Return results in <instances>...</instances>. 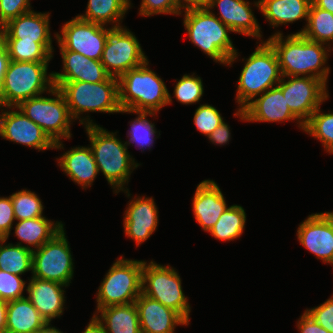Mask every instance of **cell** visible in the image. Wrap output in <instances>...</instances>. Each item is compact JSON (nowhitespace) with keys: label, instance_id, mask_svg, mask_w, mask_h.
I'll list each match as a JSON object with an SVG mask.
<instances>
[{"label":"cell","instance_id":"6da1fadb","mask_svg":"<svg viewBox=\"0 0 333 333\" xmlns=\"http://www.w3.org/2000/svg\"><path fill=\"white\" fill-rule=\"evenodd\" d=\"M283 37L277 32L266 40L276 52L282 76H310L326 83L330 69L324 67L328 58L325 44L309 40L302 34Z\"/></svg>","mask_w":333,"mask_h":333},{"label":"cell","instance_id":"7a4b0ae2","mask_svg":"<svg viewBox=\"0 0 333 333\" xmlns=\"http://www.w3.org/2000/svg\"><path fill=\"white\" fill-rule=\"evenodd\" d=\"M80 124L85 125L99 172L104 174L115 192L122 190L130 196L129 190H125L123 186L129 182L131 170L137 168L139 164L128 153V145L116 138L113 132L110 133L92 123L90 118L81 119Z\"/></svg>","mask_w":333,"mask_h":333},{"label":"cell","instance_id":"3957f363","mask_svg":"<svg viewBox=\"0 0 333 333\" xmlns=\"http://www.w3.org/2000/svg\"><path fill=\"white\" fill-rule=\"evenodd\" d=\"M148 60L118 78L120 113L158 112L172 103L163 80L148 68Z\"/></svg>","mask_w":333,"mask_h":333},{"label":"cell","instance_id":"277c9868","mask_svg":"<svg viewBox=\"0 0 333 333\" xmlns=\"http://www.w3.org/2000/svg\"><path fill=\"white\" fill-rule=\"evenodd\" d=\"M184 26L189 39L214 61L231 65L238 52L232 44L225 25L207 7L184 11Z\"/></svg>","mask_w":333,"mask_h":333},{"label":"cell","instance_id":"5b68a950","mask_svg":"<svg viewBox=\"0 0 333 333\" xmlns=\"http://www.w3.org/2000/svg\"><path fill=\"white\" fill-rule=\"evenodd\" d=\"M64 95L72 119L84 112L120 113L118 78L90 83L83 81H53Z\"/></svg>","mask_w":333,"mask_h":333},{"label":"cell","instance_id":"8992f818","mask_svg":"<svg viewBox=\"0 0 333 333\" xmlns=\"http://www.w3.org/2000/svg\"><path fill=\"white\" fill-rule=\"evenodd\" d=\"M48 63L11 60L0 89V108L15 109L22 101L51 90L54 83L52 73L47 75Z\"/></svg>","mask_w":333,"mask_h":333},{"label":"cell","instance_id":"52a82bcc","mask_svg":"<svg viewBox=\"0 0 333 333\" xmlns=\"http://www.w3.org/2000/svg\"><path fill=\"white\" fill-rule=\"evenodd\" d=\"M282 74L275 50L267 42L259 43L255 51L246 59L241 71L236 100L244 108L253 98L277 86Z\"/></svg>","mask_w":333,"mask_h":333},{"label":"cell","instance_id":"ba28073f","mask_svg":"<svg viewBox=\"0 0 333 333\" xmlns=\"http://www.w3.org/2000/svg\"><path fill=\"white\" fill-rule=\"evenodd\" d=\"M48 93L55 95L56 98L32 97L22 101L15 108L21 110L48 134L55 142L54 148L63 149L61 138H71L70 123L73 119L62 92L53 86Z\"/></svg>","mask_w":333,"mask_h":333},{"label":"cell","instance_id":"9c48e42d","mask_svg":"<svg viewBox=\"0 0 333 333\" xmlns=\"http://www.w3.org/2000/svg\"><path fill=\"white\" fill-rule=\"evenodd\" d=\"M143 261L122 256L114 262L97 291V310L135 302L142 293Z\"/></svg>","mask_w":333,"mask_h":333},{"label":"cell","instance_id":"30bf717a","mask_svg":"<svg viewBox=\"0 0 333 333\" xmlns=\"http://www.w3.org/2000/svg\"><path fill=\"white\" fill-rule=\"evenodd\" d=\"M142 293L177 311L189 323L190 305L183 293L181 278L169 265L153 261L147 265L143 261Z\"/></svg>","mask_w":333,"mask_h":333},{"label":"cell","instance_id":"8fae6325","mask_svg":"<svg viewBox=\"0 0 333 333\" xmlns=\"http://www.w3.org/2000/svg\"><path fill=\"white\" fill-rule=\"evenodd\" d=\"M73 259L64 228L32 252V277L67 287L73 277Z\"/></svg>","mask_w":333,"mask_h":333},{"label":"cell","instance_id":"7c38bea8","mask_svg":"<svg viewBox=\"0 0 333 333\" xmlns=\"http://www.w3.org/2000/svg\"><path fill=\"white\" fill-rule=\"evenodd\" d=\"M100 61L111 77L119 78L144 64L147 57L135 35L121 26L111 27Z\"/></svg>","mask_w":333,"mask_h":333},{"label":"cell","instance_id":"4fadbf2b","mask_svg":"<svg viewBox=\"0 0 333 333\" xmlns=\"http://www.w3.org/2000/svg\"><path fill=\"white\" fill-rule=\"evenodd\" d=\"M285 78L289 80L286 81ZM291 112L305 124L321 103L328 99L327 84L310 76H282L277 85Z\"/></svg>","mask_w":333,"mask_h":333},{"label":"cell","instance_id":"5bb4252c","mask_svg":"<svg viewBox=\"0 0 333 333\" xmlns=\"http://www.w3.org/2000/svg\"><path fill=\"white\" fill-rule=\"evenodd\" d=\"M111 28L82 20L78 16L66 22L61 35L56 33L60 50H70L87 58L101 60Z\"/></svg>","mask_w":333,"mask_h":333},{"label":"cell","instance_id":"9a60e30c","mask_svg":"<svg viewBox=\"0 0 333 333\" xmlns=\"http://www.w3.org/2000/svg\"><path fill=\"white\" fill-rule=\"evenodd\" d=\"M297 237L317 259L333 265V212L309 215L299 225Z\"/></svg>","mask_w":333,"mask_h":333},{"label":"cell","instance_id":"2e32d148","mask_svg":"<svg viewBox=\"0 0 333 333\" xmlns=\"http://www.w3.org/2000/svg\"><path fill=\"white\" fill-rule=\"evenodd\" d=\"M0 136L35 149H54L55 142L21 110L4 111L0 115Z\"/></svg>","mask_w":333,"mask_h":333},{"label":"cell","instance_id":"e0dca14e","mask_svg":"<svg viewBox=\"0 0 333 333\" xmlns=\"http://www.w3.org/2000/svg\"><path fill=\"white\" fill-rule=\"evenodd\" d=\"M234 116L251 122L298 120L299 127L304 130V124L291 112L282 90L278 86L268 89L259 98L249 102L243 109L239 108Z\"/></svg>","mask_w":333,"mask_h":333},{"label":"cell","instance_id":"ac0fdd59","mask_svg":"<svg viewBox=\"0 0 333 333\" xmlns=\"http://www.w3.org/2000/svg\"><path fill=\"white\" fill-rule=\"evenodd\" d=\"M142 333H174L176 325L189 323L175 310L143 293L135 300Z\"/></svg>","mask_w":333,"mask_h":333},{"label":"cell","instance_id":"d6986e66","mask_svg":"<svg viewBox=\"0 0 333 333\" xmlns=\"http://www.w3.org/2000/svg\"><path fill=\"white\" fill-rule=\"evenodd\" d=\"M123 221L126 236L137 246L146 241L158 226V210L153 198L136 197L130 201Z\"/></svg>","mask_w":333,"mask_h":333},{"label":"cell","instance_id":"ffe728a7","mask_svg":"<svg viewBox=\"0 0 333 333\" xmlns=\"http://www.w3.org/2000/svg\"><path fill=\"white\" fill-rule=\"evenodd\" d=\"M192 205L196 221L206 232L213 228L228 208L221 189L213 180H204L198 184Z\"/></svg>","mask_w":333,"mask_h":333},{"label":"cell","instance_id":"44dd1931","mask_svg":"<svg viewBox=\"0 0 333 333\" xmlns=\"http://www.w3.org/2000/svg\"><path fill=\"white\" fill-rule=\"evenodd\" d=\"M49 16V13H37L32 10L24 13L0 29V38L52 43Z\"/></svg>","mask_w":333,"mask_h":333},{"label":"cell","instance_id":"7402d4cb","mask_svg":"<svg viewBox=\"0 0 333 333\" xmlns=\"http://www.w3.org/2000/svg\"><path fill=\"white\" fill-rule=\"evenodd\" d=\"M60 51L63 59V73L52 72L53 81L99 83L111 77L100 60L90 59L70 50Z\"/></svg>","mask_w":333,"mask_h":333},{"label":"cell","instance_id":"603a6c76","mask_svg":"<svg viewBox=\"0 0 333 333\" xmlns=\"http://www.w3.org/2000/svg\"><path fill=\"white\" fill-rule=\"evenodd\" d=\"M65 285L58 282L42 280L31 277L26 288L28 299L38 310L46 322L60 317L63 313L65 303L64 290Z\"/></svg>","mask_w":333,"mask_h":333},{"label":"cell","instance_id":"cb8c5ba5","mask_svg":"<svg viewBox=\"0 0 333 333\" xmlns=\"http://www.w3.org/2000/svg\"><path fill=\"white\" fill-rule=\"evenodd\" d=\"M250 3L245 0H207V8L215 5L219 8V18L232 32L252 36L260 39V26L250 8Z\"/></svg>","mask_w":333,"mask_h":333},{"label":"cell","instance_id":"d4e9b609","mask_svg":"<svg viewBox=\"0 0 333 333\" xmlns=\"http://www.w3.org/2000/svg\"><path fill=\"white\" fill-rule=\"evenodd\" d=\"M58 164L83 189L91 186L99 173L90 147H73L59 158Z\"/></svg>","mask_w":333,"mask_h":333},{"label":"cell","instance_id":"484cf974","mask_svg":"<svg viewBox=\"0 0 333 333\" xmlns=\"http://www.w3.org/2000/svg\"><path fill=\"white\" fill-rule=\"evenodd\" d=\"M312 0H258L255 5L273 27L293 23L300 19L308 21Z\"/></svg>","mask_w":333,"mask_h":333},{"label":"cell","instance_id":"4316f807","mask_svg":"<svg viewBox=\"0 0 333 333\" xmlns=\"http://www.w3.org/2000/svg\"><path fill=\"white\" fill-rule=\"evenodd\" d=\"M46 323L27 297L8 302L5 333H34Z\"/></svg>","mask_w":333,"mask_h":333},{"label":"cell","instance_id":"83f0119b","mask_svg":"<svg viewBox=\"0 0 333 333\" xmlns=\"http://www.w3.org/2000/svg\"><path fill=\"white\" fill-rule=\"evenodd\" d=\"M95 315L106 333H142L135 302L100 308Z\"/></svg>","mask_w":333,"mask_h":333},{"label":"cell","instance_id":"f1b7e54d","mask_svg":"<svg viewBox=\"0 0 333 333\" xmlns=\"http://www.w3.org/2000/svg\"><path fill=\"white\" fill-rule=\"evenodd\" d=\"M61 222H52L45 217L20 220L15 226V235L28 245L40 248L63 229Z\"/></svg>","mask_w":333,"mask_h":333},{"label":"cell","instance_id":"f546056e","mask_svg":"<svg viewBox=\"0 0 333 333\" xmlns=\"http://www.w3.org/2000/svg\"><path fill=\"white\" fill-rule=\"evenodd\" d=\"M130 5V0H88L86 13L78 17L103 26L109 22L116 23L112 28H117L121 27L120 20L124 18Z\"/></svg>","mask_w":333,"mask_h":333},{"label":"cell","instance_id":"4dcf8cb0","mask_svg":"<svg viewBox=\"0 0 333 333\" xmlns=\"http://www.w3.org/2000/svg\"><path fill=\"white\" fill-rule=\"evenodd\" d=\"M8 50L9 58L13 61L50 62L52 43H37L22 41V39H2Z\"/></svg>","mask_w":333,"mask_h":333},{"label":"cell","instance_id":"1f68e13d","mask_svg":"<svg viewBox=\"0 0 333 333\" xmlns=\"http://www.w3.org/2000/svg\"><path fill=\"white\" fill-rule=\"evenodd\" d=\"M6 240L7 238L0 243V270L18 276L32 271L33 248L24 246L21 242L15 245H3Z\"/></svg>","mask_w":333,"mask_h":333},{"label":"cell","instance_id":"d6a6232c","mask_svg":"<svg viewBox=\"0 0 333 333\" xmlns=\"http://www.w3.org/2000/svg\"><path fill=\"white\" fill-rule=\"evenodd\" d=\"M296 34H302L309 40L329 46L328 42H333V14L311 3L306 27Z\"/></svg>","mask_w":333,"mask_h":333},{"label":"cell","instance_id":"836d02e7","mask_svg":"<svg viewBox=\"0 0 333 333\" xmlns=\"http://www.w3.org/2000/svg\"><path fill=\"white\" fill-rule=\"evenodd\" d=\"M246 213L242 206L232 205L219 217L216 224L209 231L211 235L221 241L237 239L243 233Z\"/></svg>","mask_w":333,"mask_h":333},{"label":"cell","instance_id":"e575fe53","mask_svg":"<svg viewBox=\"0 0 333 333\" xmlns=\"http://www.w3.org/2000/svg\"><path fill=\"white\" fill-rule=\"evenodd\" d=\"M304 131L320 140L326 151L333 154V113H321L319 106L304 124Z\"/></svg>","mask_w":333,"mask_h":333},{"label":"cell","instance_id":"d590c367","mask_svg":"<svg viewBox=\"0 0 333 333\" xmlns=\"http://www.w3.org/2000/svg\"><path fill=\"white\" fill-rule=\"evenodd\" d=\"M15 219L25 220L42 217L43 205L39 197L29 190H21L11 195Z\"/></svg>","mask_w":333,"mask_h":333},{"label":"cell","instance_id":"8d00e7d4","mask_svg":"<svg viewBox=\"0 0 333 333\" xmlns=\"http://www.w3.org/2000/svg\"><path fill=\"white\" fill-rule=\"evenodd\" d=\"M136 114H138V117L135 118V120L131 121L132 124H130L131 126V130L129 131L128 135L130 136L129 141L125 142L127 145L132 142V143H136L137 145H139L141 148L143 149L145 147L149 148L151 146H153V142H154V136H156V129H155V125L153 123H151L149 120L146 119V117L148 115H154L156 113L154 112H136Z\"/></svg>","mask_w":333,"mask_h":333},{"label":"cell","instance_id":"74e56055","mask_svg":"<svg viewBox=\"0 0 333 333\" xmlns=\"http://www.w3.org/2000/svg\"><path fill=\"white\" fill-rule=\"evenodd\" d=\"M203 83L200 77L183 75L174 88V96L182 104H194L203 96Z\"/></svg>","mask_w":333,"mask_h":333},{"label":"cell","instance_id":"f35d334b","mask_svg":"<svg viewBox=\"0 0 333 333\" xmlns=\"http://www.w3.org/2000/svg\"><path fill=\"white\" fill-rule=\"evenodd\" d=\"M193 119L197 130L207 137L224 121L219 111L209 104L200 105Z\"/></svg>","mask_w":333,"mask_h":333},{"label":"cell","instance_id":"ab89813d","mask_svg":"<svg viewBox=\"0 0 333 333\" xmlns=\"http://www.w3.org/2000/svg\"><path fill=\"white\" fill-rule=\"evenodd\" d=\"M25 284L20 276L0 270V299L9 302L25 297Z\"/></svg>","mask_w":333,"mask_h":333},{"label":"cell","instance_id":"60d3db41","mask_svg":"<svg viewBox=\"0 0 333 333\" xmlns=\"http://www.w3.org/2000/svg\"><path fill=\"white\" fill-rule=\"evenodd\" d=\"M29 0H0V29L10 20L31 11Z\"/></svg>","mask_w":333,"mask_h":333},{"label":"cell","instance_id":"b9f144b4","mask_svg":"<svg viewBox=\"0 0 333 333\" xmlns=\"http://www.w3.org/2000/svg\"><path fill=\"white\" fill-rule=\"evenodd\" d=\"M139 11V15L142 16H151L154 14H181L176 9L174 0H142Z\"/></svg>","mask_w":333,"mask_h":333},{"label":"cell","instance_id":"7bdbcfd3","mask_svg":"<svg viewBox=\"0 0 333 333\" xmlns=\"http://www.w3.org/2000/svg\"><path fill=\"white\" fill-rule=\"evenodd\" d=\"M306 312L328 332L333 333V296L323 304L307 309Z\"/></svg>","mask_w":333,"mask_h":333},{"label":"cell","instance_id":"ee69618b","mask_svg":"<svg viewBox=\"0 0 333 333\" xmlns=\"http://www.w3.org/2000/svg\"><path fill=\"white\" fill-rule=\"evenodd\" d=\"M16 220L11 196L0 197V233L8 239L13 221Z\"/></svg>","mask_w":333,"mask_h":333},{"label":"cell","instance_id":"f6af8a7d","mask_svg":"<svg viewBox=\"0 0 333 333\" xmlns=\"http://www.w3.org/2000/svg\"><path fill=\"white\" fill-rule=\"evenodd\" d=\"M300 333H330L320 326L306 311L297 322Z\"/></svg>","mask_w":333,"mask_h":333},{"label":"cell","instance_id":"bcb514c9","mask_svg":"<svg viewBox=\"0 0 333 333\" xmlns=\"http://www.w3.org/2000/svg\"><path fill=\"white\" fill-rule=\"evenodd\" d=\"M230 127L222 121V123L208 135V138L214 144L224 145L227 144L230 140Z\"/></svg>","mask_w":333,"mask_h":333},{"label":"cell","instance_id":"7dc6e473","mask_svg":"<svg viewBox=\"0 0 333 333\" xmlns=\"http://www.w3.org/2000/svg\"><path fill=\"white\" fill-rule=\"evenodd\" d=\"M10 58L8 54V50L3 40L0 38V89L4 82L5 73L8 69V65L10 63Z\"/></svg>","mask_w":333,"mask_h":333},{"label":"cell","instance_id":"c3c4849f","mask_svg":"<svg viewBox=\"0 0 333 333\" xmlns=\"http://www.w3.org/2000/svg\"><path fill=\"white\" fill-rule=\"evenodd\" d=\"M176 9L182 13L181 9L185 11L193 9H202L207 6V0H174ZM185 3V4H184Z\"/></svg>","mask_w":333,"mask_h":333},{"label":"cell","instance_id":"681fc988","mask_svg":"<svg viewBox=\"0 0 333 333\" xmlns=\"http://www.w3.org/2000/svg\"><path fill=\"white\" fill-rule=\"evenodd\" d=\"M82 333H106L102 323L93 315L90 323Z\"/></svg>","mask_w":333,"mask_h":333},{"label":"cell","instance_id":"f907efd6","mask_svg":"<svg viewBox=\"0 0 333 333\" xmlns=\"http://www.w3.org/2000/svg\"><path fill=\"white\" fill-rule=\"evenodd\" d=\"M8 302L0 299V333H5Z\"/></svg>","mask_w":333,"mask_h":333},{"label":"cell","instance_id":"816d5d0a","mask_svg":"<svg viewBox=\"0 0 333 333\" xmlns=\"http://www.w3.org/2000/svg\"><path fill=\"white\" fill-rule=\"evenodd\" d=\"M312 3L316 7L333 14V0H312Z\"/></svg>","mask_w":333,"mask_h":333},{"label":"cell","instance_id":"f5cc1de1","mask_svg":"<svg viewBox=\"0 0 333 333\" xmlns=\"http://www.w3.org/2000/svg\"><path fill=\"white\" fill-rule=\"evenodd\" d=\"M50 322H47L43 327H41L39 330L35 331L34 333H63L56 329L55 327L50 326Z\"/></svg>","mask_w":333,"mask_h":333},{"label":"cell","instance_id":"db71d44e","mask_svg":"<svg viewBox=\"0 0 333 333\" xmlns=\"http://www.w3.org/2000/svg\"><path fill=\"white\" fill-rule=\"evenodd\" d=\"M5 239V237L0 233V243Z\"/></svg>","mask_w":333,"mask_h":333}]
</instances>
